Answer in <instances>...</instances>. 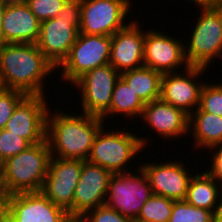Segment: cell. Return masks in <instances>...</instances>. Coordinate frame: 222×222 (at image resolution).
Returning a JSON list of instances; mask_svg holds the SVG:
<instances>
[{
	"instance_id": "cell-1",
	"label": "cell",
	"mask_w": 222,
	"mask_h": 222,
	"mask_svg": "<svg viewBox=\"0 0 222 222\" xmlns=\"http://www.w3.org/2000/svg\"><path fill=\"white\" fill-rule=\"evenodd\" d=\"M54 70L56 68L38 49L37 44H2L0 79L3 88L19 90L26 95L45 96V77H49V73L52 74Z\"/></svg>"
},
{
	"instance_id": "cell-2",
	"label": "cell",
	"mask_w": 222,
	"mask_h": 222,
	"mask_svg": "<svg viewBox=\"0 0 222 222\" xmlns=\"http://www.w3.org/2000/svg\"><path fill=\"white\" fill-rule=\"evenodd\" d=\"M48 110L46 140L51 156L62 159L87 160L99 130L104 126L101 117L82 112L71 115ZM50 114V115H49ZM53 116V117H52Z\"/></svg>"
},
{
	"instance_id": "cell-3",
	"label": "cell",
	"mask_w": 222,
	"mask_h": 222,
	"mask_svg": "<svg viewBox=\"0 0 222 222\" xmlns=\"http://www.w3.org/2000/svg\"><path fill=\"white\" fill-rule=\"evenodd\" d=\"M51 158L47 140L1 163L2 184L7 196L42 190Z\"/></svg>"
},
{
	"instance_id": "cell-4",
	"label": "cell",
	"mask_w": 222,
	"mask_h": 222,
	"mask_svg": "<svg viewBox=\"0 0 222 222\" xmlns=\"http://www.w3.org/2000/svg\"><path fill=\"white\" fill-rule=\"evenodd\" d=\"M81 23V0H67L57 17L40 22L38 49L57 68L75 43Z\"/></svg>"
},
{
	"instance_id": "cell-5",
	"label": "cell",
	"mask_w": 222,
	"mask_h": 222,
	"mask_svg": "<svg viewBox=\"0 0 222 222\" xmlns=\"http://www.w3.org/2000/svg\"><path fill=\"white\" fill-rule=\"evenodd\" d=\"M201 10L191 40L184 44L185 56L190 66L208 68L214 58H222V2Z\"/></svg>"
},
{
	"instance_id": "cell-6",
	"label": "cell",
	"mask_w": 222,
	"mask_h": 222,
	"mask_svg": "<svg viewBox=\"0 0 222 222\" xmlns=\"http://www.w3.org/2000/svg\"><path fill=\"white\" fill-rule=\"evenodd\" d=\"M145 138L137 137L130 131L114 130L104 132V126L99 130L91 147L87 161L97 164L114 173H127V163L142 151L146 145ZM126 165V166H125ZM126 170V171H125Z\"/></svg>"
},
{
	"instance_id": "cell-7",
	"label": "cell",
	"mask_w": 222,
	"mask_h": 222,
	"mask_svg": "<svg viewBox=\"0 0 222 222\" xmlns=\"http://www.w3.org/2000/svg\"><path fill=\"white\" fill-rule=\"evenodd\" d=\"M111 36L78 33L67 58L60 65L62 79L75 83L86 72L109 64Z\"/></svg>"
},
{
	"instance_id": "cell-8",
	"label": "cell",
	"mask_w": 222,
	"mask_h": 222,
	"mask_svg": "<svg viewBox=\"0 0 222 222\" xmlns=\"http://www.w3.org/2000/svg\"><path fill=\"white\" fill-rule=\"evenodd\" d=\"M140 173H114L109 182L105 204L135 221L145 202L153 195L148 179Z\"/></svg>"
},
{
	"instance_id": "cell-9",
	"label": "cell",
	"mask_w": 222,
	"mask_h": 222,
	"mask_svg": "<svg viewBox=\"0 0 222 222\" xmlns=\"http://www.w3.org/2000/svg\"><path fill=\"white\" fill-rule=\"evenodd\" d=\"M129 0H81L79 33L113 36L126 25Z\"/></svg>"
},
{
	"instance_id": "cell-10",
	"label": "cell",
	"mask_w": 222,
	"mask_h": 222,
	"mask_svg": "<svg viewBox=\"0 0 222 222\" xmlns=\"http://www.w3.org/2000/svg\"><path fill=\"white\" fill-rule=\"evenodd\" d=\"M82 170V160L51 156L41 192L73 219V198Z\"/></svg>"
},
{
	"instance_id": "cell-11",
	"label": "cell",
	"mask_w": 222,
	"mask_h": 222,
	"mask_svg": "<svg viewBox=\"0 0 222 222\" xmlns=\"http://www.w3.org/2000/svg\"><path fill=\"white\" fill-rule=\"evenodd\" d=\"M121 73L110 64L96 67L81 76L73 85L81 88L83 112L101 117L111 105L113 90Z\"/></svg>"
},
{
	"instance_id": "cell-12",
	"label": "cell",
	"mask_w": 222,
	"mask_h": 222,
	"mask_svg": "<svg viewBox=\"0 0 222 222\" xmlns=\"http://www.w3.org/2000/svg\"><path fill=\"white\" fill-rule=\"evenodd\" d=\"M43 95H27L15 108L4 129L31 145L46 140V118L49 108Z\"/></svg>"
},
{
	"instance_id": "cell-13",
	"label": "cell",
	"mask_w": 222,
	"mask_h": 222,
	"mask_svg": "<svg viewBox=\"0 0 222 222\" xmlns=\"http://www.w3.org/2000/svg\"><path fill=\"white\" fill-rule=\"evenodd\" d=\"M113 173L103 167L82 160V170L73 198V220L104 205L110 178Z\"/></svg>"
},
{
	"instance_id": "cell-14",
	"label": "cell",
	"mask_w": 222,
	"mask_h": 222,
	"mask_svg": "<svg viewBox=\"0 0 222 222\" xmlns=\"http://www.w3.org/2000/svg\"><path fill=\"white\" fill-rule=\"evenodd\" d=\"M205 71L206 68L203 67L189 66L184 70L185 74L179 71L163 74L160 99L190 115L194 107L195 110L199 107L204 85V82L198 84L195 80Z\"/></svg>"
},
{
	"instance_id": "cell-15",
	"label": "cell",
	"mask_w": 222,
	"mask_h": 222,
	"mask_svg": "<svg viewBox=\"0 0 222 222\" xmlns=\"http://www.w3.org/2000/svg\"><path fill=\"white\" fill-rule=\"evenodd\" d=\"M147 31L145 30L144 66L162 74L176 72V69L184 65L185 69L190 66L182 41L165 35L164 32L153 29Z\"/></svg>"
},
{
	"instance_id": "cell-16",
	"label": "cell",
	"mask_w": 222,
	"mask_h": 222,
	"mask_svg": "<svg viewBox=\"0 0 222 222\" xmlns=\"http://www.w3.org/2000/svg\"><path fill=\"white\" fill-rule=\"evenodd\" d=\"M4 206L19 222H75L67 211L53 204L41 191L9 195Z\"/></svg>"
},
{
	"instance_id": "cell-17",
	"label": "cell",
	"mask_w": 222,
	"mask_h": 222,
	"mask_svg": "<svg viewBox=\"0 0 222 222\" xmlns=\"http://www.w3.org/2000/svg\"><path fill=\"white\" fill-rule=\"evenodd\" d=\"M146 175L153 194L174 201L185 200L192 178L183 163L178 161L143 164L139 167Z\"/></svg>"
},
{
	"instance_id": "cell-18",
	"label": "cell",
	"mask_w": 222,
	"mask_h": 222,
	"mask_svg": "<svg viewBox=\"0 0 222 222\" xmlns=\"http://www.w3.org/2000/svg\"><path fill=\"white\" fill-rule=\"evenodd\" d=\"M131 21L111 36L109 64L122 73L144 66L145 31Z\"/></svg>"
},
{
	"instance_id": "cell-19",
	"label": "cell",
	"mask_w": 222,
	"mask_h": 222,
	"mask_svg": "<svg viewBox=\"0 0 222 222\" xmlns=\"http://www.w3.org/2000/svg\"><path fill=\"white\" fill-rule=\"evenodd\" d=\"M40 35V21L28 5H6L0 38L3 43L36 44Z\"/></svg>"
},
{
	"instance_id": "cell-20",
	"label": "cell",
	"mask_w": 222,
	"mask_h": 222,
	"mask_svg": "<svg viewBox=\"0 0 222 222\" xmlns=\"http://www.w3.org/2000/svg\"><path fill=\"white\" fill-rule=\"evenodd\" d=\"M141 116L150 128L167 139L181 137L189 131V115L161 99L145 104Z\"/></svg>"
},
{
	"instance_id": "cell-21",
	"label": "cell",
	"mask_w": 222,
	"mask_h": 222,
	"mask_svg": "<svg viewBox=\"0 0 222 222\" xmlns=\"http://www.w3.org/2000/svg\"><path fill=\"white\" fill-rule=\"evenodd\" d=\"M217 184L207 171L197 173L189 181L185 200L194 207L219 212L222 210V186Z\"/></svg>"
},
{
	"instance_id": "cell-22",
	"label": "cell",
	"mask_w": 222,
	"mask_h": 222,
	"mask_svg": "<svg viewBox=\"0 0 222 222\" xmlns=\"http://www.w3.org/2000/svg\"><path fill=\"white\" fill-rule=\"evenodd\" d=\"M189 131L192 129L195 145L199 149L222 144V117L203 112L199 107L189 115ZM199 146V147H198Z\"/></svg>"
},
{
	"instance_id": "cell-23",
	"label": "cell",
	"mask_w": 222,
	"mask_h": 222,
	"mask_svg": "<svg viewBox=\"0 0 222 222\" xmlns=\"http://www.w3.org/2000/svg\"><path fill=\"white\" fill-rule=\"evenodd\" d=\"M162 76V73L142 66L122 72L120 78L147 104L160 99Z\"/></svg>"
},
{
	"instance_id": "cell-24",
	"label": "cell",
	"mask_w": 222,
	"mask_h": 222,
	"mask_svg": "<svg viewBox=\"0 0 222 222\" xmlns=\"http://www.w3.org/2000/svg\"><path fill=\"white\" fill-rule=\"evenodd\" d=\"M145 104L138 98L132 89L120 78L113 90L110 108L101 116L104 121L109 114H123L126 117L142 115Z\"/></svg>"
},
{
	"instance_id": "cell-25",
	"label": "cell",
	"mask_w": 222,
	"mask_h": 222,
	"mask_svg": "<svg viewBox=\"0 0 222 222\" xmlns=\"http://www.w3.org/2000/svg\"><path fill=\"white\" fill-rule=\"evenodd\" d=\"M174 200L153 194L142 206L134 222H168Z\"/></svg>"
},
{
	"instance_id": "cell-26",
	"label": "cell",
	"mask_w": 222,
	"mask_h": 222,
	"mask_svg": "<svg viewBox=\"0 0 222 222\" xmlns=\"http://www.w3.org/2000/svg\"><path fill=\"white\" fill-rule=\"evenodd\" d=\"M213 211L190 205L186 200L174 201L168 222H212Z\"/></svg>"
},
{
	"instance_id": "cell-27",
	"label": "cell",
	"mask_w": 222,
	"mask_h": 222,
	"mask_svg": "<svg viewBox=\"0 0 222 222\" xmlns=\"http://www.w3.org/2000/svg\"><path fill=\"white\" fill-rule=\"evenodd\" d=\"M199 108L222 117V84L204 83L200 93Z\"/></svg>"
},
{
	"instance_id": "cell-28",
	"label": "cell",
	"mask_w": 222,
	"mask_h": 222,
	"mask_svg": "<svg viewBox=\"0 0 222 222\" xmlns=\"http://www.w3.org/2000/svg\"><path fill=\"white\" fill-rule=\"evenodd\" d=\"M31 144L5 129L0 130V164L10 157L26 150Z\"/></svg>"
},
{
	"instance_id": "cell-29",
	"label": "cell",
	"mask_w": 222,
	"mask_h": 222,
	"mask_svg": "<svg viewBox=\"0 0 222 222\" xmlns=\"http://www.w3.org/2000/svg\"><path fill=\"white\" fill-rule=\"evenodd\" d=\"M27 95L19 90L3 89L0 92V130L4 129L17 105Z\"/></svg>"
},
{
	"instance_id": "cell-30",
	"label": "cell",
	"mask_w": 222,
	"mask_h": 222,
	"mask_svg": "<svg viewBox=\"0 0 222 222\" xmlns=\"http://www.w3.org/2000/svg\"><path fill=\"white\" fill-rule=\"evenodd\" d=\"M67 0H27V5L40 21L57 17Z\"/></svg>"
},
{
	"instance_id": "cell-31",
	"label": "cell",
	"mask_w": 222,
	"mask_h": 222,
	"mask_svg": "<svg viewBox=\"0 0 222 222\" xmlns=\"http://www.w3.org/2000/svg\"><path fill=\"white\" fill-rule=\"evenodd\" d=\"M76 222H134L106 204L88 211Z\"/></svg>"
},
{
	"instance_id": "cell-32",
	"label": "cell",
	"mask_w": 222,
	"mask_h": 222,
	"mask_svg": "<svg viewBox=\"0 0 222 222\" xmlns=\"http://www.w3.org/2000/svg\"><path fill=\"white\" fill-rule=\"evenodd\" d=\"M217 149L212 157V164L207 172L220 184L222 183V144L210 147V150ZM222 186V184H221Z\"/></svg>"
},
{
	"instance_id": "cell-33",
	"label": "cell",
	"mask_w": 222,
	"mask_h": 222,
	"mask_svg": "<svg viewBox=\"0 0 222 222\" xmlns=\"http://www.w3.org/2000/svg\"><path fill=\"white\" fill-rule=\"evenodd\" d=\"M0 222H19L18 219L5 207H0Z\"/></svg>"
},
{
	"instance_id": "cell-34",
	"label": "cell",
	"mask_w": 222,
	"mask_h": 222,
	"mask_svg": "<svg viewBox=\"0 0 222 222\" xmlns=\"http://www.w3.org/2000/svg\"><path fill=\"white\" fill-rule=\"evenodd\" d=\"M200 7L214 6L222 2V0H190Z\"/></svg>"
},
{
	"instance_id": "cell-35",
	"label": "cell",
	"mask_w": 222,
	"mask_h": 222,
	"mask_svg": "<svg viewBox=\"0 0 222 222\" xmlns=\"http://www.w3.org/2000/svg\"><path fill=\"white\" fill-rule=\"evenodd\" d=\"M7 194L4 191L2 184L1 164H0V207H3L6 203Z\"/></svg>"
},
{
	"instance_id": "cell-36",
	"label": "cell",
	"mask_w": 222,
	"mask_h": 222,
	"mask_svg": "<svg viewBox=\"0 0 222 222\" xmlns=\"http://www.w3.org/2000/svg\"><path fill=\"white\" fill-rule=\"evenodd\" d=\"M5 8H6V4H3L0 1V32L2 29V24H3V17H4V13H5Z\"/></svg>"
},
{
	"instance_id": "cell-37",
	"label": "cell",
	"mask_w": 222,
	"mask_h": 222,
	"mask_svg": "<svg viewBox=\"0 0 222 222\" xmlns=\"http://www.w3.org/2000/svg\"><path fill=\"white\" fill-rule=\"evenodd\" d=\"M3 4H25L27 0H0Z\"/></svg>"
},
{
	"instance_id": "cell-38",
	"label": "cell",
	"mask_w": 222,
	"mask_h": 222,
	"mask_svg": "<svg viewBox=\"0 0 222 222\" xmlns=\"http://www.w3.org/2000/svg\"><path fill=\"white\" fill-rule=\"evenodd\" d=\"M212 222H222V210L214 214Z\"/></svg>"
},
{
	"instance_id": "cell-39",
	"label": "cell",
	"mask_w": 222,
	"mask_h": 222,
	"mask_svg": "<svg viewBox=\"0 0 222 222\" xmlns=\"http://www.w3.org/2000/svg\"><path fill=\"white\" fill-rule=\"evenodd\" d=\"M3 85H2V82H1V79H0V92L3 90Z\"/></svg>"
},
{
	"instance_id": "cell-40",
	"label": "cell",
	"mask_w": 222,
	"mask_h": 222,
	"mask_svg": "<svg viewBox=\"0 0 222 222\" xmlns=\"http://www.w3.org/2000/svg\"><path fill=\"white\" fill-rule=\"evenodd\" d=\"M2 44H3V42H2V40H1V38H0V49H1V47H2Z\"/></svg>"
}]
</instances>
